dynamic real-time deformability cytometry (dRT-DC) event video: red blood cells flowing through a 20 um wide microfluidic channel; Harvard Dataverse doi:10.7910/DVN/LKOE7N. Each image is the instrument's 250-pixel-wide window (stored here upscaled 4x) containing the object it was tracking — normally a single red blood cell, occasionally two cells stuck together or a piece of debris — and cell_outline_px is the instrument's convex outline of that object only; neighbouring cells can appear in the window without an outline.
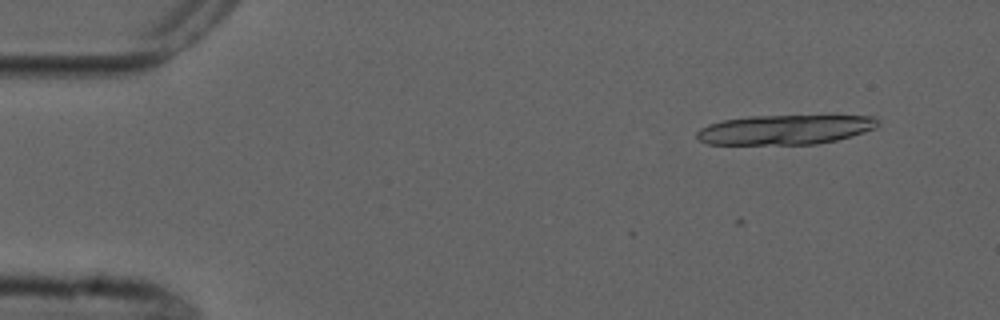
{"species": "common noctule bat (a hibernating species)", "species_latin": "Nyctalus noctula", "temperature_condition": "cold", "stored_images_in_passage": 5, "camera_frame_rate_fps": 3000, "um_per_image_px": 0.085, "animal": {"sex": "male", "forearm_length_mm": 52.5}, "frame": {"image": 1, "passage_image": 1, "time_ms": 0.0, "image_size_px": [1000, 320], "cell_outline_px": [[880, 124], [876, 128], [852, 136], [836, 140], [816, 144], [708, 144], [700, 140], [696, 136], [696, 132], [700, 128], [708, 124], [724, 120], [748, 116], [872, 116], [880, 120]], "centroid_in_image_um": [66.74, 11.02], "position_along_channel_um": 18.3, "area_um2": 31.21}}